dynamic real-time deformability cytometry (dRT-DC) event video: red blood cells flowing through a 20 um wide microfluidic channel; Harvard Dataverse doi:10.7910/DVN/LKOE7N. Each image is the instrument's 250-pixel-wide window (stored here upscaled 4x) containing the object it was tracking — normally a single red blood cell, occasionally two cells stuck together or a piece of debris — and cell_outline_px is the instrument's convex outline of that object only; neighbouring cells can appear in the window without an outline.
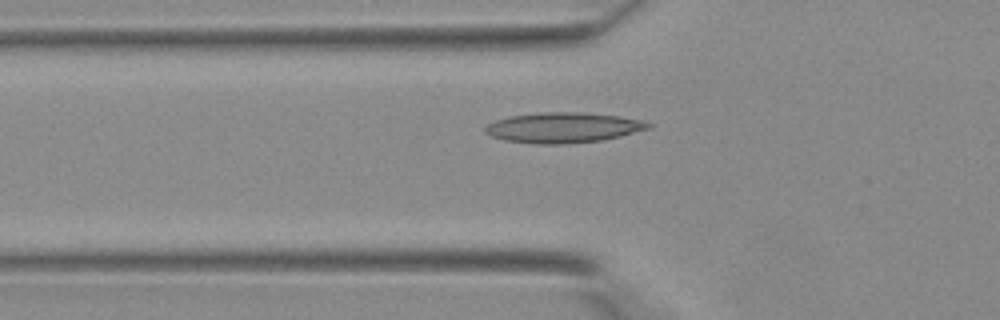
{"species": "Egyptian fruit bat (a non-hibernating species)", "species_latin": "Rousettus aegyptiacus", "temperature_condition": "warm", "stored_images_in_passage": 8, "camera_frame_rate_fps": 3000, "um_per_image_px": 0.085, "animal": {"sex": "female"}, "frame": {"image": 1, "passage_image": 2, "time_ms": 0.333, "image_size_px": [1000, 320], "cell_outline_px": [[652, 128], [620, 136], [600, 140], [564, 144], [536, 144], [504, 140], [492, 136], [484, 132], [484, 128], [488, 124], [496, 120], [508, 116], [540, 112], [580, 112], [620, 116], [644, 120], [652, 124]], "centroid_in_image_um": [47.88, 10.84], "position_along_channel_um": 77.9, "area_um2": 28.96}}
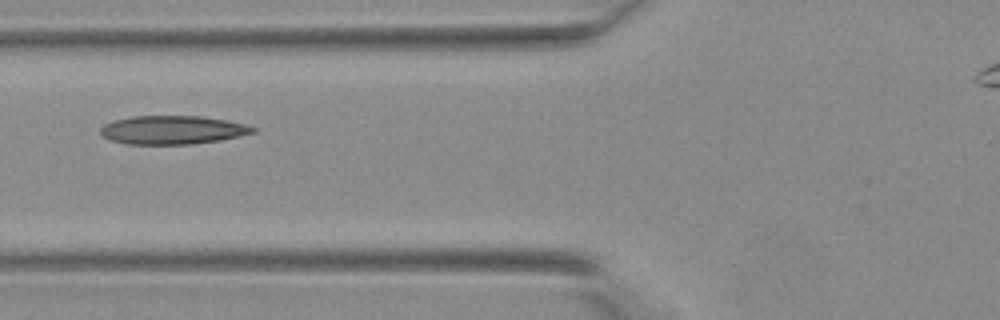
{"frame": {"image": 2, "passage_image": 4, "time_ms": 1.0, "image_size_px": [1000, 320], "cell_outline_px": [[256, 132], [240, 136], [220, 140], [192, 144], [128, 144], [112, 140], [100, 136], [100, 128], [104, 124], [116, 120], [132, 116], [200, 116], [248, 124], [256, 128]], "centroid_in_image_um": [14.67, 11.05], "position_along_channel_um": 111.1, "area_um2": 25.37}}
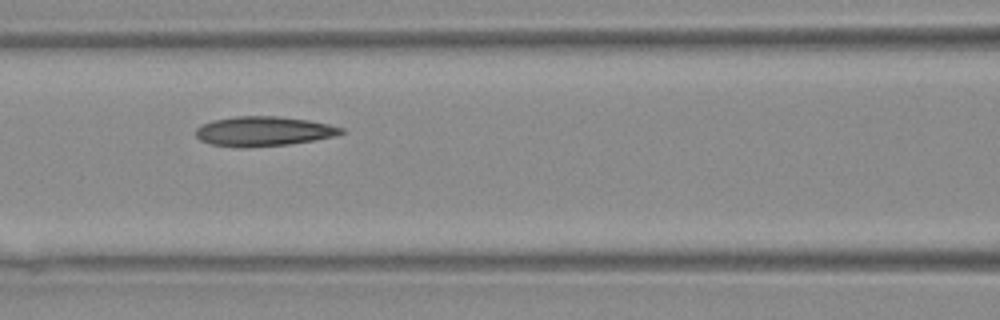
{"frame": {"image": 3, "passage_image": 6, "time_ms": 1.667, "image_size_px": [1000, 320], "cell_outline_px": [[344, 132], [332, 136], [312, 140], [288, 144], [244, 148], [240, 148], [212, 144], [200, 140], [196, 136], [196, 128], [200, 124], [212, 120], [236, 116], [276, 116], [308, 120], [328, 124], [344, 128]], "centroid_in_image_um": [22.34, 11.15], "position_along_channel_um": 144.3, "area_um2": 25.03}}